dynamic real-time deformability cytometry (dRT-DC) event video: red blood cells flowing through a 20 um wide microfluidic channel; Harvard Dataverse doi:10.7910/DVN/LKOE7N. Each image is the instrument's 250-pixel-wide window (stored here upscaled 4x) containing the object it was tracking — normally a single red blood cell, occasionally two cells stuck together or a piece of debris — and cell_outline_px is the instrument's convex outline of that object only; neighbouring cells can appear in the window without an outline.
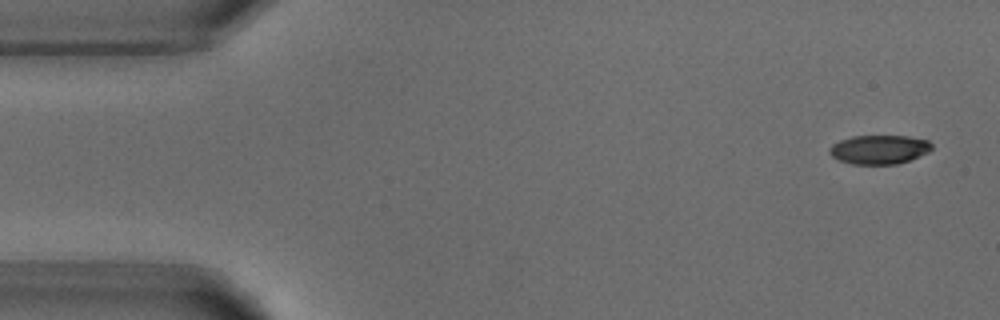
{"species": "common noctule bat (a hibernating species)", "species_latin": "Nyctalus noctula", "temperature_condition": "warm", "stored_images_in_passage": 5, "camera_frame_rate_fps": 3000, "um_per_image_px": 0.085, "animal": {"sex": "male", "body_mass_g": 18.8}, "frame": {"image": 1, "passage_image": 1, "time_ms": 0.0, "image_size_px": [1000, 320], "cell_outline_px": [[932, 148], [928, 152], [908, 160], [896, 164], [852, 164], [840, 160], [832, 156], [828, 152], [828, 148], [832, 144], [840, 140], [852, 136], [908, 136], [928, 140], [932, 144]], "centroid_in_image_um": [74.71, 12.7], "position_along_channel_um": 10.3, "area_um2": 17.22}}
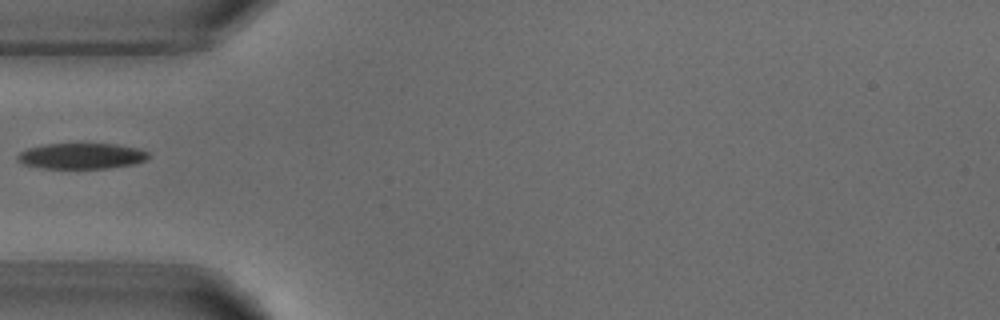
{"frame": {"image": 2, "passage_image": 4, "time_ms": 4.667, "image_size_px": [1000, 320], "cell_outline_px": [[148, 156], [144, 160], [132, 164], [108, 168], [40, 168], [24, 164], [16, 160], [16, 156], [20, 152], [28, 148], [44, 144], [84, 140], [116, 144], [140, 148], [148, 152]], "centroid_in_image_um": [6.89, 13.2], "position_along_channel_um": 78.1, "area_um2": 20.63}}
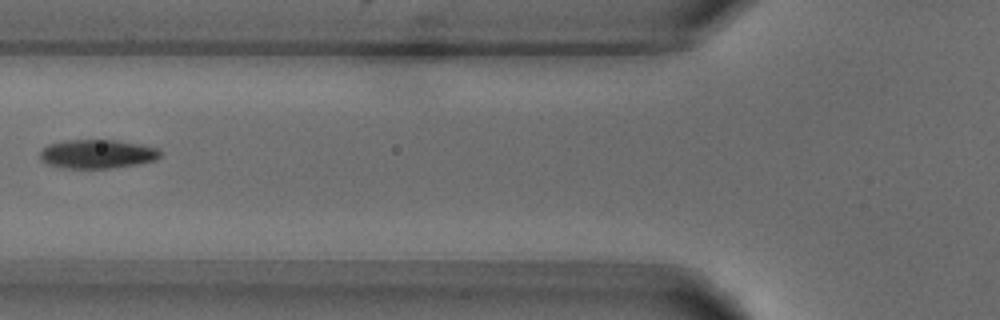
{"frame": {"image": 3, "passage_image": 5, "time_ms": 5.667, "image_size_px": [1000, 320], "cell_outline_px": [[160, 156], [156, 160], [136, 164], [112, 168], [64, 168], [48, 164], [40, 160], [40, 152], [48, 144], [68, 140], [116, 140], [140, 144], [156, 148], [160, 152]], "centroid_in_image_um": [8.25, 13.09], "position_along_channel_um": 117.6, "area_um2": 20.11}}